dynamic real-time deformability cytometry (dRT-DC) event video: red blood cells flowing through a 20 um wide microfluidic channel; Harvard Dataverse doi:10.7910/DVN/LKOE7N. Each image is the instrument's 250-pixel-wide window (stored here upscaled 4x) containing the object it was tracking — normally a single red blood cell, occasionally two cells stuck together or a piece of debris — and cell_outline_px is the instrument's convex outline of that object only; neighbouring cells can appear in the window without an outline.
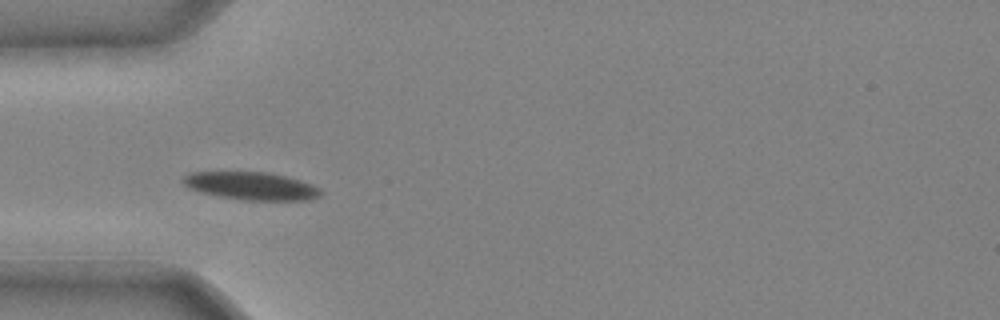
{"species": "common noctule bat (a hibernating species)", "species_latin": "Nyctalus noctula", "temperature_condition": "cold", "stored_images_in_passage": 30, "camera_frame_rate_fps": 3000, "um_per_image_px": 0.085, "animal": {"sex": "male", "body_mass_g": 20.4}, "frame": {"image": 1, "passage_image": 1, "time_ms": 0.0, "image_size_px": [1000, 320], "cell_outline_px": [[324, 192], [320, 196], [308, 200], [240, 200], [216, 196], [200, 192], [188, 188], [180, 180], [188, 172], [268, 172], [300, 180], [312, 184], [320, 188]], "centroid_in_image_um": [21.33, 15.81], "position_along_channel_um": 63.7, "area_um2": 22.6}}
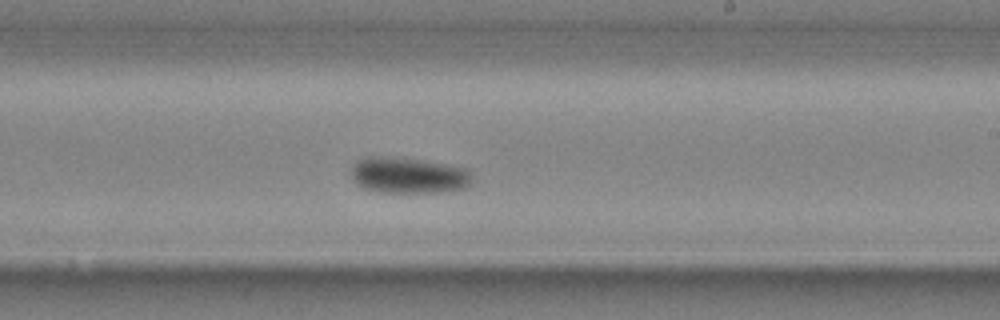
{"frame": {"image": 2, "passage_image": 14, "time_ms": 4.333, "image_size_px": [1000, 320], "cell_outline_px": [[472, 184], [468, 188], [448, 192], [376, 192], [364, 188], [356, 184], [352, 176], [352, 164], [364, 156], [384, 156], [420, 160], [468, 168], [472, 176]], "centroid_in_image_um": [34.74, 14.91], "position_along_channel_um": 254.3, "area_um2": 25.78}}
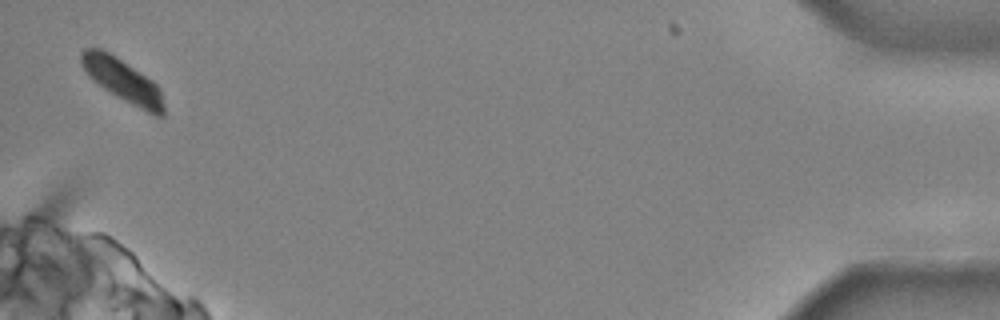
{"frame": {"image": 3, "passage_image": 30, "time_ms": 9.667, "image_size_px": [1000, 320], "cell_outline_px": [[164, 116], [156, 116], [116, 96], [92, 80], [88, 76], [80, 64], [80, 52], [84, 48], [100, 48], [116, 56], [152, 80], [160, 88], [164, 104]], "centroid_in_image_um": [10.4, 6.81], "position_along_channel_um": 424.8, "area_um2": 20.58}}